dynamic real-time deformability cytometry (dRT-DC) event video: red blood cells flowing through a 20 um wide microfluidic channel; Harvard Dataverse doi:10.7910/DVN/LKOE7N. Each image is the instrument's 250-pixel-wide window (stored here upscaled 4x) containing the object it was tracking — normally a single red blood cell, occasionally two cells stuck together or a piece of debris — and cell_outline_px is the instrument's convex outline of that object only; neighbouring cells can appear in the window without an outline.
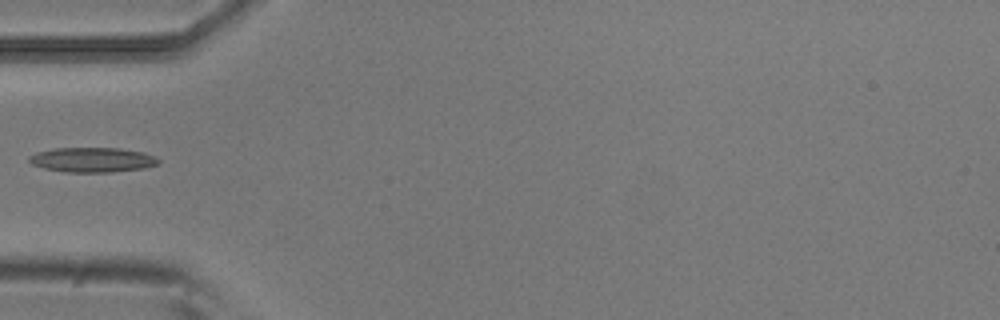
{"species": "common noctule bat (a hibernating species)", "species_latin": "Nyctalus noctula", "temperature_condition": "room temperature", "stored_images_in_passage": 6, "camera_frame_rate_fps": 3000, "um_per_image_px": 0.085, "animal": {"sex": "male", "body_mass_g": 20.5, "forearm_length_mm": 52.5}, "frame": {"image": 1, "passage_image": 5, "time_ms": 1.333, "image_size_px": [1000, 320], "cell_outline_px": [[160, 160], [156, 164], [144, 168], [112, 172], [64, 172], [44, 168], [32, 164], [28, 160], [28, 156], [36, 152], [56, 148], [120, 148], [144, 152], [156, 156]], "centroid_in_image_um": [7.85, 13.58], "position_along_channel_um": 77.2, "area_um2": 18.73}}
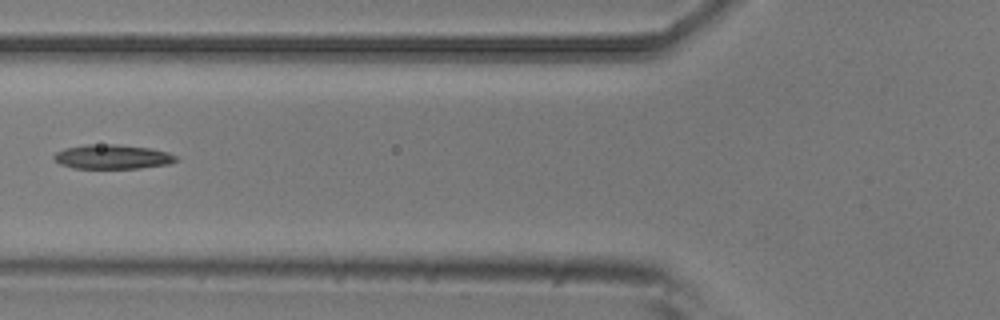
{"frame": {"image": 2, "passage_image": 6, "time_ms": 1.667, "image_size_px": [1000, 320], "cell_outline_px": [[180, 160], [168, 164], [140, 168], [72, 168], [60, 164], [52, 156], [56, 152], [64, 148], [84, 144], [116, 144], [152, 148], [168, 152], [176, 156]], "centroid_in_image_um": [9.56, 13.32], "position_along_channel_um": 116.2, "area_um2": 17.51}}